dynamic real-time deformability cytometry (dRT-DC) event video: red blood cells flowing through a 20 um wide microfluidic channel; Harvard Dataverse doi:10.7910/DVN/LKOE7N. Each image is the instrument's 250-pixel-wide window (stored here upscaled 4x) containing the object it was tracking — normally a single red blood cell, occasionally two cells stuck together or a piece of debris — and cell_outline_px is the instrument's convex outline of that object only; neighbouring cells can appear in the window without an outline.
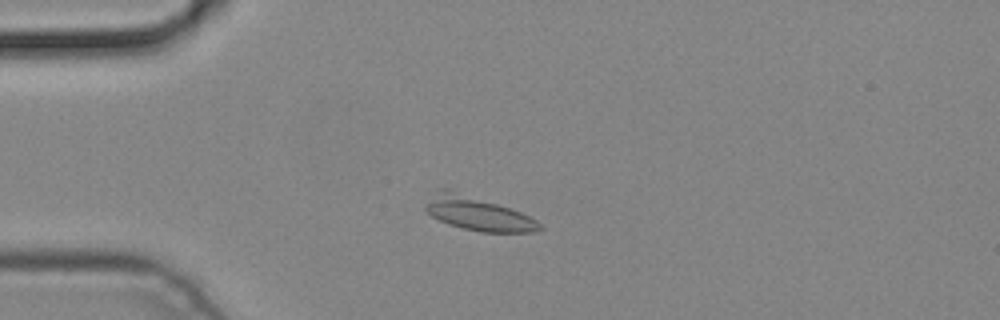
{"species": "common noctule bat (a hibernating species)", "species_latin": "Nyctalus noctula", "temperature_condition": "cold", "stored_images_in_passage": 4, "camera_frame_rate_fps": 3000, "um_per_image_px": 0.085, "animal": {"sex": "male", "body_mass_g": 19.2, "forearm_length_mm": 51.8}, "frame": {"image": 1, "passage_image": 3, "time_ms": 0.667, "image_size_px": [1000, 320], "cell_outline_px": [[544, 228], [536, 232], [480, 232], [448, 224], [432, 216], [424, 208], [440, 188], [452, 188], [520, 212], [536, 220]], "centroid_in_image_um": [40.64, 18.15], "position_along_channel_um": 44.4, "area_um2": 22.2}}